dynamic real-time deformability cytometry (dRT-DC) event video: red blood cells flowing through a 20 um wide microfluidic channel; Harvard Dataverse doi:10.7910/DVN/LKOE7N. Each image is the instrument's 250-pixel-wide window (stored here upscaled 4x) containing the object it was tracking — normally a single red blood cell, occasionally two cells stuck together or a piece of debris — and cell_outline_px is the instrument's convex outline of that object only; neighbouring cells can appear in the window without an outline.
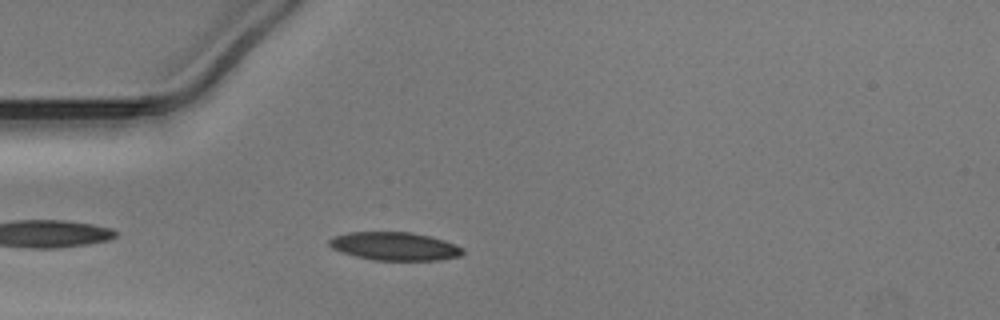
{"species": "Egyptian fruit bat (a non-hibernating species)", "species_latin": "Rousettus aegyptiacus", "temperature_condition": "warm", "stored_images_in_passage": 26, "camera_frame_rate_fps": 3000, "um_per_image_px": 0.085, "animal": {"sex": "male"}, "frame": {"image": 1, "passage_image": 4, "time_ms": 1.0, "image_size_px": [1000, 320], "cell_outline_px": [[464, 252], [460, 256], [440, 260], [376, 260], [356, 256], [332, 248], [328, 244], [328, 240], [332, 236], [348, 232], [412, 232], [432, 236], [456, 244], [464, 248]], "centroid_in_image_um": [33.58, 20.92], "position_along_channel_um": 51.4, "area_um2": 22.08}}
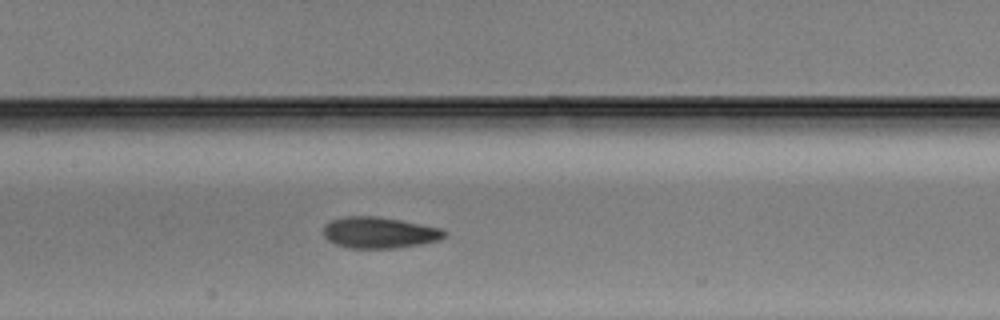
{"frame": {"image": 2, "passage_image": 14, "time_ms": 4.333, "image_size_px": [1000, 320], "cell_outline_px": [[448, 232], [440, 240], [420, 244], [392, 248], [352, 248], [336, 244], [328, 240], [324, 236], [324, 224], [332, 220], [344, 216], [380, 216], [440, 228]], "centroid_in_image_um": [32.23, 19.76], "position_along_channel_um": 175.2, "area_um2": 21.91}}
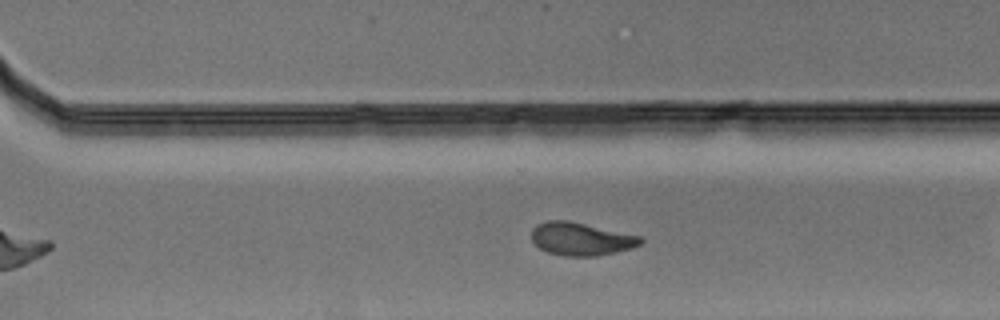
{"frame": {"image": 3, "passage_image": 22, "time_ms": 7.0, "image_size_px": [1000, 320], "cell_outline_px": [[644, 240], [640, 244], [632, 248], [596, 256], [564, 256], [548, 252], [540, 248], [532, 240], [532, 228], [536, 224], [548, 220], [568, 220], [640, 236]], "centroid_in_image_um": [49.37, 20.3], "position_along_channel_um": 321.2, "area_um2": 20.81}}